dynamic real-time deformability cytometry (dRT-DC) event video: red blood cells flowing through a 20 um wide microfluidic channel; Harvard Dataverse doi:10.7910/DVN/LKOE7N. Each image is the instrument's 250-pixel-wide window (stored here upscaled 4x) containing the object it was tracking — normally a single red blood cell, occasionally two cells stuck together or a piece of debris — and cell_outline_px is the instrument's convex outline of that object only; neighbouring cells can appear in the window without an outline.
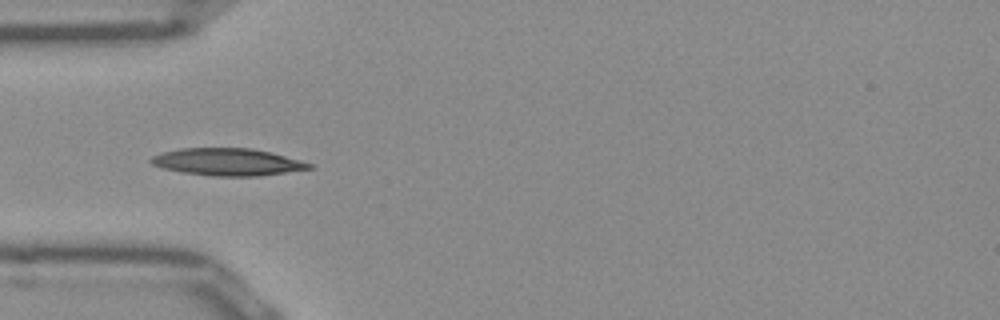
{"species": "Egyptian fruit bat (a non-hibernating species)", "species_latin": "Rousettus aegyptiacus", "temperature_condition": "room temperature", "stored_images_in_passage": 16, "camera_frame_rate_fps": 3000, "um_per_image_px": 0.085, "frame": {"image": 1, "passage_image": 3, "time_ms": 0.667, "image_size_px": [1000, 320], "cell_outline_px": [[316, 168], [256, 176], [212, 176], [184, 172], [164, 168], [152, 164], [148, 160], [152, 156], [160, 152], [180, 148], [252, 148], [284, 156], [312, 164]], "centroid_in_image_um": [19.3, 13.76], "position_along_channel_um": 65.7, "area_um2": 24.91}}